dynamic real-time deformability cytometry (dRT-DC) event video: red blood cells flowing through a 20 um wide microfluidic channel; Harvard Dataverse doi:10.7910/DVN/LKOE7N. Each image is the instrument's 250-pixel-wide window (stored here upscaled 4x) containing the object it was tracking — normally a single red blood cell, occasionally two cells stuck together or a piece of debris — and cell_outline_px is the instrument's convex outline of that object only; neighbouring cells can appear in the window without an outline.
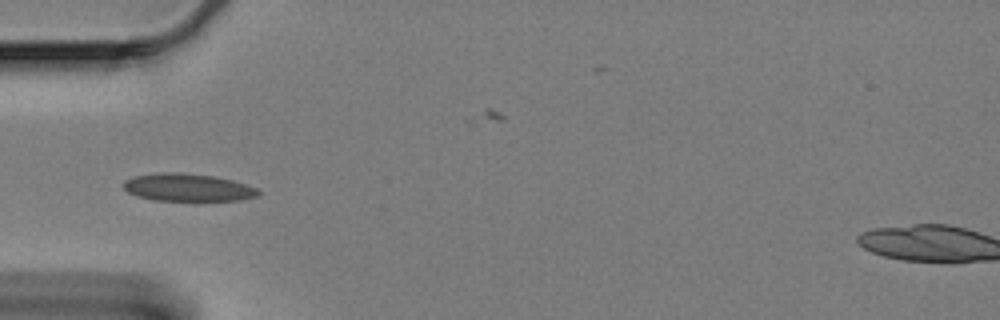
{"species": "Egyptian fruit bat (a non-hibernating species)", "species_latin": "Rousettus aegyptiacus", "temperature_condition": "cold", "stored_images_in_passage": 9, "camera_frame_rate_fps": 3000, "um_per_image_px": 0.085, "animal": {"sex": "female"}, "frame": {"image": 1, "passage_image": 1, "time_ms": 0.0, "image_size_px": [1000, 320], "cell_outline_px": [[260, 196], [240, 200], [156, 200], [136, 196], [128, 192], [124, 188], [124, 180], [136, 176], [160, 172], [180, 172], [212, 176], [232, 180], [256, 188], [260, 192]], "centroid_in_image_um": [15.96, 15.93], "position_along_channel_um": 69.0, "area_um2": 21.5}}